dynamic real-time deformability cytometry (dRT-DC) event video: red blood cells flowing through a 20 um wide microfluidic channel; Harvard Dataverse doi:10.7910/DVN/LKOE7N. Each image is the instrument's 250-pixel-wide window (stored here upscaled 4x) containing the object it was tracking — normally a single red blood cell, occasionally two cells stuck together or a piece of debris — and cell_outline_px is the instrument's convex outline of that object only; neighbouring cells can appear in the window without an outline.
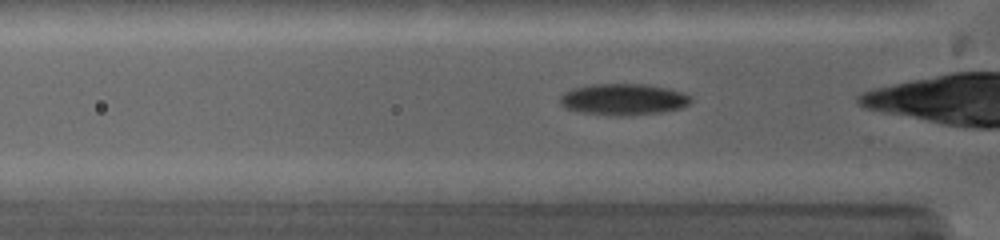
{"species": "common noctule bat (a hibernating species)", "species_latin": "Nyctalus noctula", "temperature_condition": "warm", "stored_images_in_passage": 99, "camera_frame_rate_fps": 5000, "um_per_image_px": 0.085, "animal": {"sex": "female", "body_mass_g": 19.0, "forearm_length_mm": 53.3}, "frame": {"image": 1, "passage_image": 7, "time_ms": 0.8, "image_size_px": [1000, 240], "cell_outline_px": [[692, 100], [688, 104], [680, 108], [660, 112], [632, 116], [620, 116], [584, 112], [564, 108], [560, 104], [560, 96], [564, 92], [572, 88], [588, 84], [648, 84], [668, 88], [684, 92], [692, 96]], "centroid_in_image_um": [53.0, 8.43], "position_along_channel_um": 72.8, "area_um2": 24.16}}
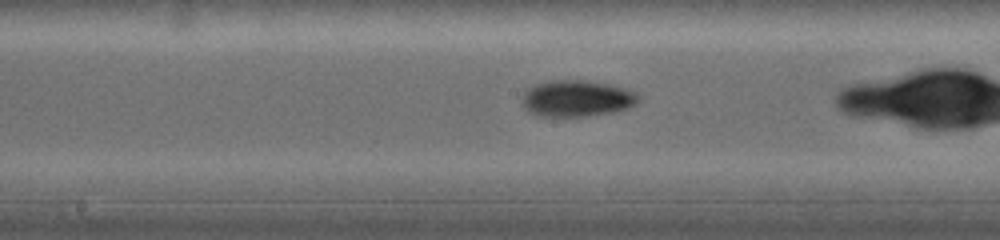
{"frame": {"image": 2, "passage_image": 31, "time_ms": 3.8, "image_size_px": [1000, 240], "cell_outline_px": [[640, 100], [636, 104], [628, 108], [616, 112], [584, 116], [540, 116], [528, 112], [520, 104], [524, 92], [528, 88], [536, 84], [552, 80], [584, 80], [608, 84], [628, 88], [636, 92], [640, 96]], "centroid_in_image_um": [49.04, 8.37], "position_along_channel_um": 199.2, "area_um2": 25.03}}
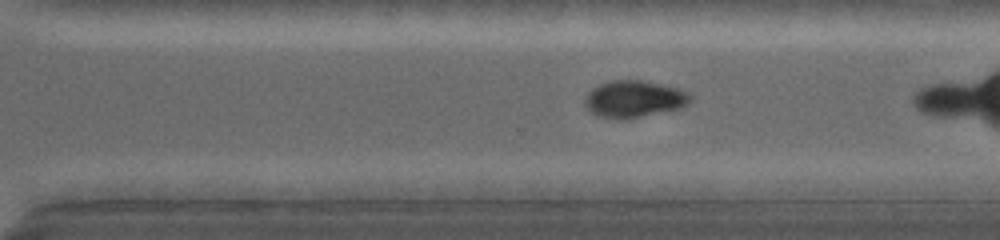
{"frame": {"image": 3, "passage_image": 54, "time_ms": 6.6, "image_size_px": [1000, 240], "cell_outline_px": [[692, 100], [688, 104], [680, 108], [624, 120], [616, 120], [596, 116], [584, 104], [584, 96], [592, 88], [600, 84], [612, 80], [640, 80], [660, 84], [676, 88], [688, 92], [692, 96]], "centroid_in_image_um": [53.86, 8.43], "position_along_channel_um": 316.7, "area_um2": 22.83}, "authors_computed_cell_mechanics": {"area_um2": 22.8888, "velocity_mm_per_s": 4.2079, "shape_relaxation_time_tau1_ms": 2.8494, "shape_relaxation_time_tau2_ms": null, "deformation_change_tau1": 0.1431, "deformation_change_tau2": null}}